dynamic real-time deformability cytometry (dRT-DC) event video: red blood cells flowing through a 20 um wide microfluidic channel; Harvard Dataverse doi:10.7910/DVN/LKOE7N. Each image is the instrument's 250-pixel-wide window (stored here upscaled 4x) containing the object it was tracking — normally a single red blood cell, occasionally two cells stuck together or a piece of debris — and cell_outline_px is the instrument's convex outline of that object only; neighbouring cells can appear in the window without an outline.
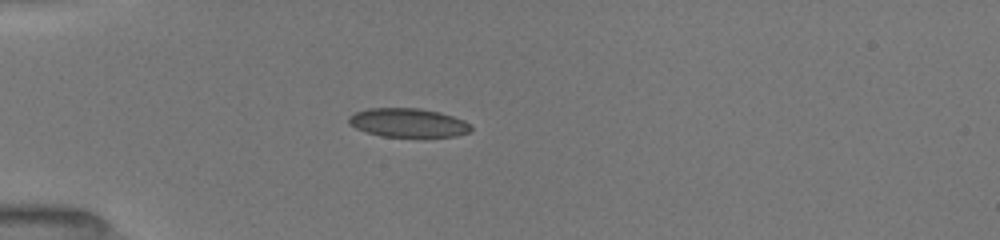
{"species": "common noctule bat (a hibernating species)", "species_latin": "Nyctalus noctula", "temperature_condition": "room temperature", "stored_images_in_passage": 13, "camera_frame_rate_fps": 3000, "um_per_image_px": 0.085, "animal": {"sex": "female", "body_mass_g": 19.5, "forearm_length_mm": 54.1}, "frame": {"image": 1, "passage_image": 1, "time_ms": 0.0, "image_size_px": [1000, 240], "cell_outline_px": [[472, 128], [468, 132], [456, 136], [424, 140], [380, 136], [356, 128], [348, 124], [348, 116], [356, 112], [368, 108], [420, 108], [440, 112], [464, 120]], "centroid_in_image_um": [34.71, 10.48], "position_along_channel_um": 50.3, "area_um2": 21.44}}
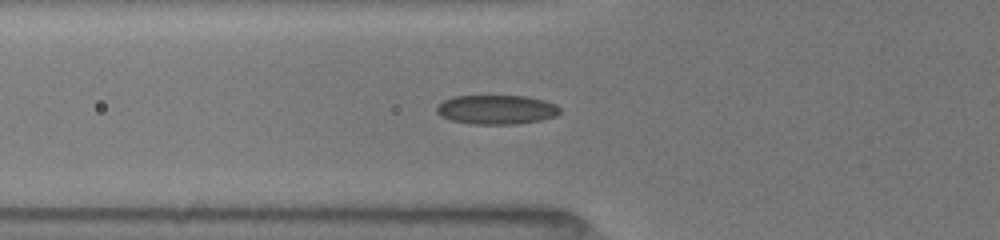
{"frame": {"image": 2, "passage_image": 9, "time_ms": 1.333, "image_size_px": [1000, 240], "cell_outline_px": [[560, 112], [556, 116], [540, 120], [516, 124], [472, 124], [452, 120], [440, 116], [436, 112], [436, 108], [444, 100], [452, 96], [528, 96], [544, 100], [556, 104], [560, 108]], "centroid_in_image_um": [42.21, 9.31], "position_along_channel_um": 83.6, "area_um2": 21.04}}